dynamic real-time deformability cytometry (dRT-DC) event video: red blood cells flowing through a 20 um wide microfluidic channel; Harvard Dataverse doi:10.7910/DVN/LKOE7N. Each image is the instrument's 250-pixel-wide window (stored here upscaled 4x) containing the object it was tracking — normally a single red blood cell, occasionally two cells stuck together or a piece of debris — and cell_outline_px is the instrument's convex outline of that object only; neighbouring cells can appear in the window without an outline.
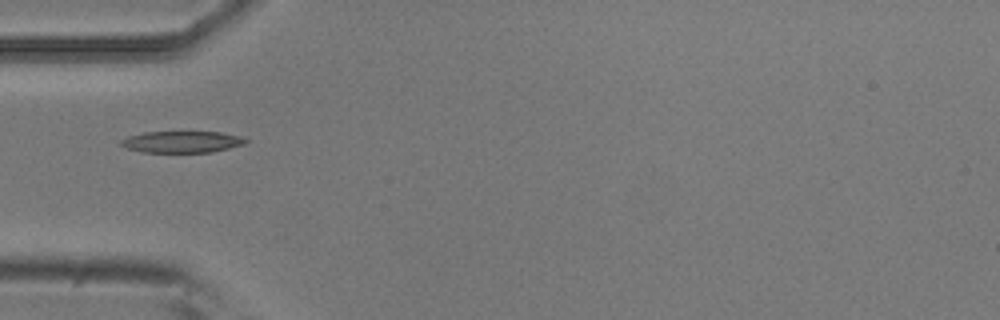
{"species": "common noctule bat (a hibernating species)", "species_latin": "Nyctalus noctula", "temperature_condition": "room temperature", "stored_images_in_passage": 5, "camera_frame_rate_fps": 3000, "um_per_image_px": 0.085, "animal": {"sex": "male", "body_mass_g": 20.5, "forearm_length_mm": 52.5}, "frame": {"image": 1, "passage_image": 2, "time_ms": 0.333, "image_size_px": [1000, 320], "cell_outline_px": [[248, 140], [244, 144], [212, 152], [140, 152], [128, 148], [120, 144], [120, 140], [128, 136], [144, 132], [220, 132], [240, 136]], "centroid_in_image_um": [15.44, 12.05], "position_along_channel_um": 69.6, "area_um2": 15.55}}
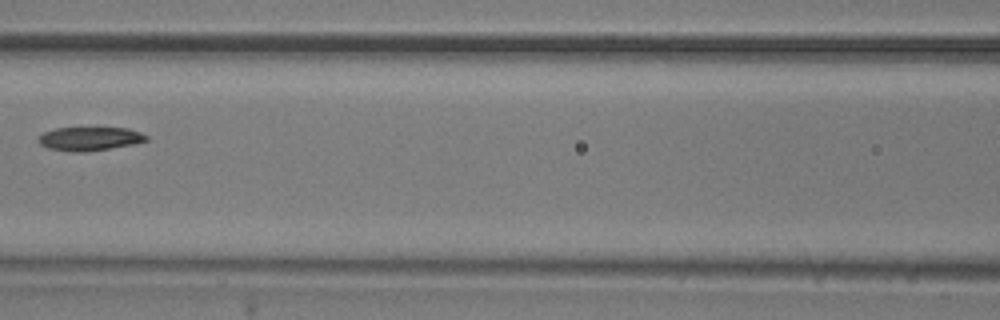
{"frame": {"image": 2, "passage_image": 4, "time_ms": 1.0, "image_size_px": [1000, 320], "cell_outline_px": [[148, 140], [132, 144], [84, 152], [72, 152], [48, 148], [40, 144], [36, 140], [36, 136], [44, 132], [56, 128], [128, 128], [140, 132], [148, 136]], "centroid_in_image_um": [7.57, 11.79], "position_along_channel_um": 159.0, "area_um2": 14.85}}
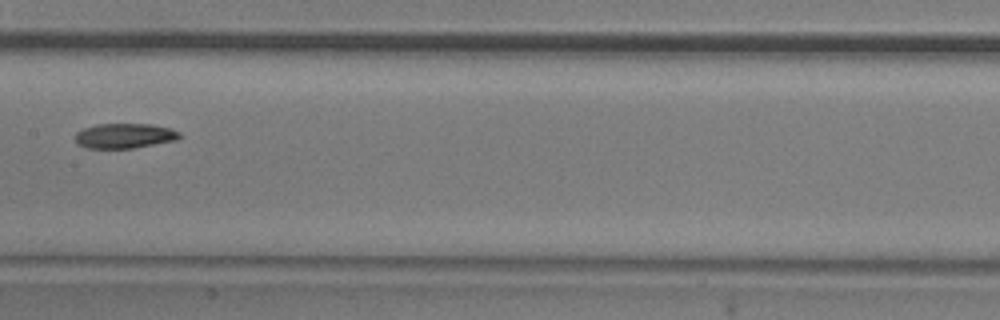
{"frame": {"image": 3, "passage_image": 5, "time_ms": 1.333, "image_size_px": [1000, 320], "cell_outline_px": [[180, 136], [176, 140], [132, 148], [88, 148], [76, 144], [76, 132], [84, 128], [96, 124], [152, 124], [172, 128], [180, 132]], "centroid_in_image_um": [10.59, 11.53], "position_along_channel_um": 196.8, "area_um2": 15.14}}